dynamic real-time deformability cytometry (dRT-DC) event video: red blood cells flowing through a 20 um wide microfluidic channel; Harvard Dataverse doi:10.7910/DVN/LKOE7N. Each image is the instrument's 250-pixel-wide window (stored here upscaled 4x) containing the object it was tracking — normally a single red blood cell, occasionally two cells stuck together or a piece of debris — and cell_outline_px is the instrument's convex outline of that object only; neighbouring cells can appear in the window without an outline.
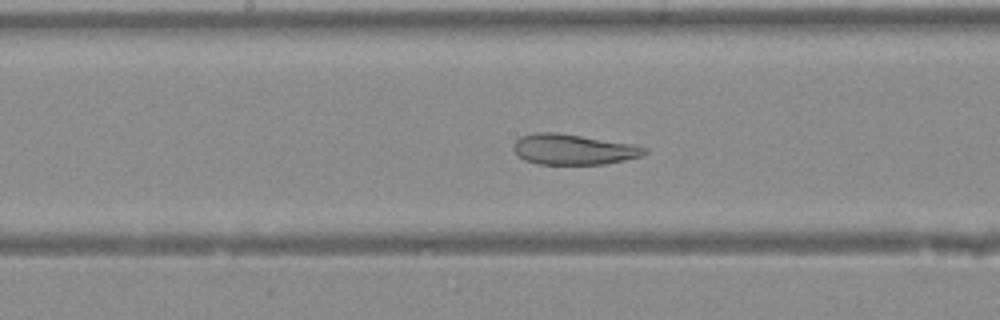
{"species": "Egyptian fruit bat (a non-hibernating species)", "species_latin": "Rousettus aegyptiacus", "temperature_condition": "warm", "stored_images_in_passage": 18, "camera_frame_rate_fps": 3000, "um_per_image_px": 0.085, "animal": {"sex": "female"}, "frame": {"image": 1, "passage_image": 13, "time_ms": 4.0, "image_size_px": [1000, 320], "cell_outline_px": [[648, 152], [640, 156], [624, 160], [604, 164], [536, 164], [524, 160], [512, 148], [512, 144], [520, 136], [536, 132], [556, 132], [632, 144], [648, 148]], "centroid_in_image_um": [48.7, 12.7], "position_along_channel_um": 199.5, "area_um2": 23.24}}
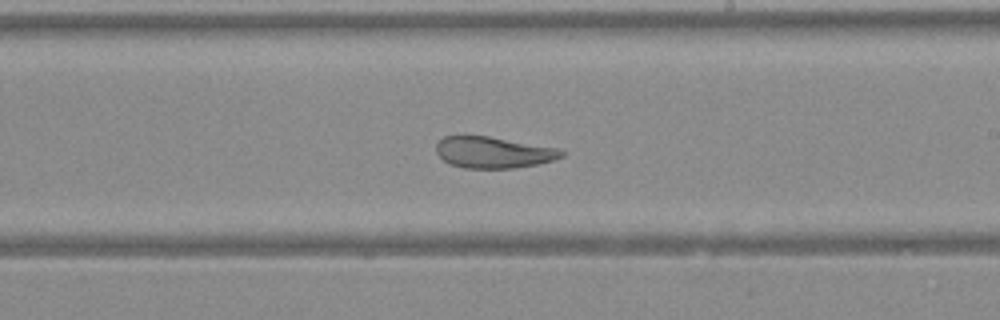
{"frame": {"image": 2, "passage_image": 16, "time_ms": 5.0, "image_size_px": [1000, 320], "cell_outline_px": [[564, 156], [552, 160], [536, 164], [512, 168], [464, 168], [448, 164], [436, 152], [436, 144], [444, 136], [488, 136], [556, 148], [564, 152]], "centroid_in_image_um": [41.89, 12.96], "position_along_channel_um": 247.1, "area_um2": 22.6}}